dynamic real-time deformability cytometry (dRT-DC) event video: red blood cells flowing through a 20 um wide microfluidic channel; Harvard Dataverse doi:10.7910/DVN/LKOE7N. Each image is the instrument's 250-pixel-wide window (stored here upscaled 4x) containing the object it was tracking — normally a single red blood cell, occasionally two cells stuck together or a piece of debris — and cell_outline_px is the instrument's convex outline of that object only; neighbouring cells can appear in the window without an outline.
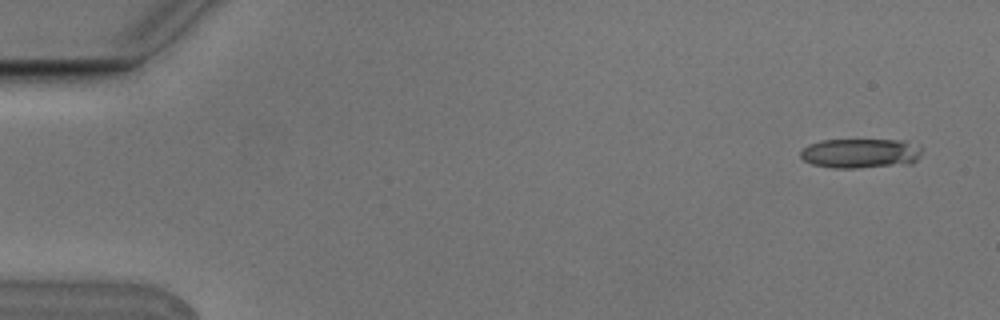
{"species": "Egyptian fruit bat (a non-hibernating species)", "species_latin": "Rousettus aegyptiacus", "temperature_condition": "cold", "stored_images_in_passage": 4, "camera_frame_rate_fps": 3000, "um_per_image_px": 0.085, "animal": {"sex": "male"}, "frame": {"image": 1, "passage_image": 1, "time_ms": 0.0, "image_size_px": [1000, 320], "cell_outline_px": [[920, 156], [912, 164], [856, 168], [832, 168], [812, 164], [804, 160], [800, 156], [800, 152], [808, 144], [820, 140], [908, 140], [920, 144]], "centroid_in_image_um": [73.17, 13.03], "position_along_channel_um": 11.8, "area_um2": 21.27}}